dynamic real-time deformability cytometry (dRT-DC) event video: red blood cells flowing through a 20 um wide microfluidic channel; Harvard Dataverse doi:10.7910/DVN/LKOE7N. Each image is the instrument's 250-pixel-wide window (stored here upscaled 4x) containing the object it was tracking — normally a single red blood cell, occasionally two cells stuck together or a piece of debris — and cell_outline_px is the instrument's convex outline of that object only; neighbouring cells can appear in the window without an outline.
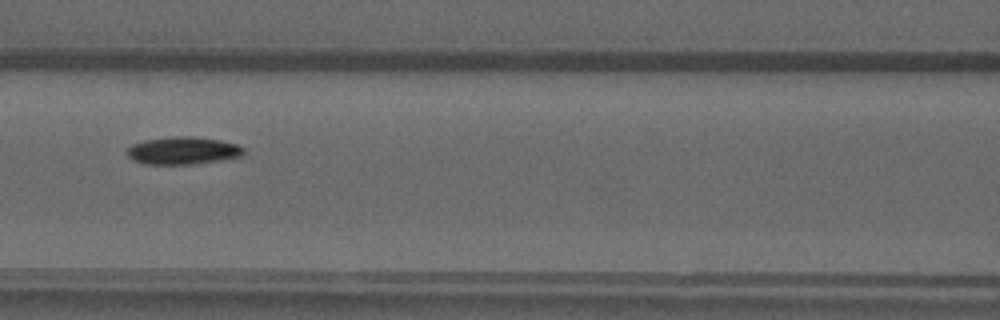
{"species": "common noctule bat (a hibernating species)", "species_latin": "Nyctalus noctula", "temperature_condition": "warm", "stored_images_in_passage": 34, "camera_frame_rate_fps": 3000, "um_per_image_px": 0.085, "animal": {"sex": "male", "forearm_length_mm": 52.5}, "frame": {"image": 1, "passage_image": 12, "time_ms": 3.667, "image_size_px": [1000, 320], "cell_outline_px": [[244, 152], [240, 156], [220, 160], [192, 164], [144, 164], [132, 160], [124, 152], [132, 144], [144, 140], [172, 136], [192, 136], [220, 140], [236, 144], [244, 148]], "centroid_in_image_um": [15.49, 12.8], "position_along_channel_um": 151.1, "area_um2": 18.79}}
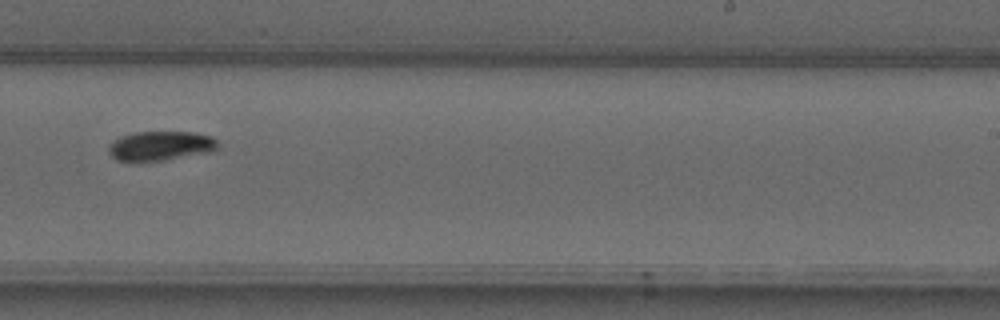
{"frame": {"image": 2, "passage_image": 21, "time_ms": 6.667, "image_size_px": [1000, 320], "cell_outline_px": [[220, 144], [212, 152], [164, 160], [116, 160], [108, 152], [108, 144], [120, 136], [136, 132], [192, 132], [212, 136]], "centroid_in_image_um": [13.66, 12.38], "position_along_channel_um": 275.3, "area_um2": 18.67}}
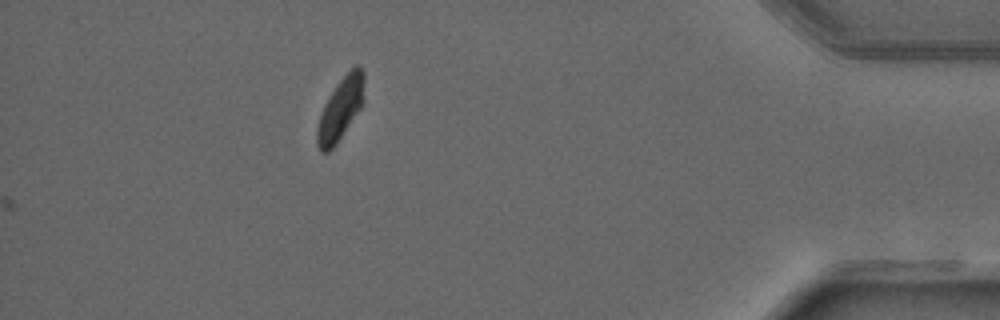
{"frame": {"image": 3, "passage_image": 34, "time_ms": 11.0, "image_size_px": [1000, 320], "cell_outline_px": [[364, 104], [336, 144], [328, 152], [320, 152], [316, 144], [316, 128], [324, 104], [328, 96], [336, 84], [356, 64], [364, 72]], "centroid_in_image_um": [28.94, 9.27], "position_along_channel_um": 406.3, "area_um2": 17.28}}